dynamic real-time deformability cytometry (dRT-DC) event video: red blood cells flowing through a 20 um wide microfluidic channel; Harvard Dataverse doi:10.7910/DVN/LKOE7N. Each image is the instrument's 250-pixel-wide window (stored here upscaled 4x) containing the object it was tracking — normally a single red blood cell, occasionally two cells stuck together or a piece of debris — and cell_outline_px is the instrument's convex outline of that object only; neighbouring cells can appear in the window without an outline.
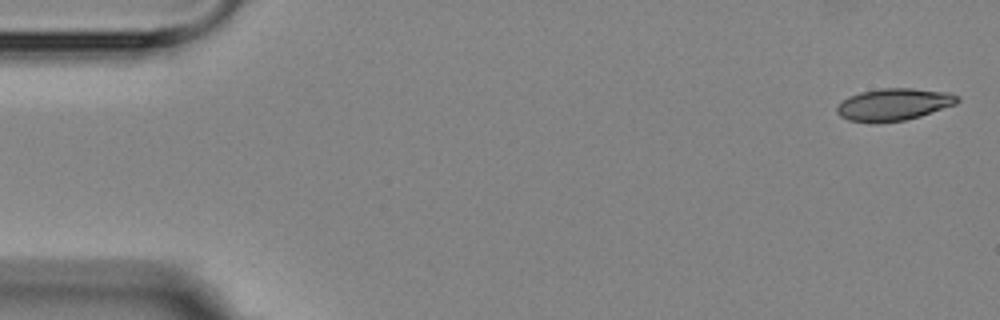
{"species": "Egyptian fruit bat (a non-hibernating species)", "species_latin": "Rousettus aegyptiacus", "temperature_condition": "room temperature", "stored_images_in_passage": 4, "camera_frame_rate_fps": 3000, "um_per_image_px": 0.085, "animal": {"sex": "female"}, "frame": {"image": 1, "passage_image": 1, "time_ms": 0.0, "image_size_px": [1000, 320], "cell_outline_px": [[960, 100], [956, 104], [920, 116], [904, 120], [876, 124], [872, 124], [848, 120], [840, 116], [836, 112], [836, 108], [848, 96], [860, 92], [884, 88], [912, 88], [948, 92], [960, 96]], "centroid_in_image_um": [75.96, 8.89], "position_along_channel_um": 9.0, "area_um2": 22.77}}